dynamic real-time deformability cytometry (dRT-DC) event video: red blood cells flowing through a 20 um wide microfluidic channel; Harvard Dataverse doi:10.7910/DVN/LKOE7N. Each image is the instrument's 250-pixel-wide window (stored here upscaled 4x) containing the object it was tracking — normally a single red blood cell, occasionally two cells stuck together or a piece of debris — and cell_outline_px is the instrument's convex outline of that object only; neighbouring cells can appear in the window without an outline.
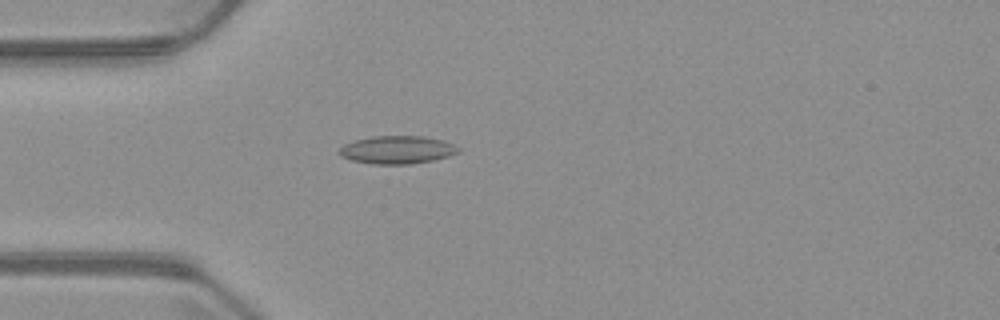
{"species": "common noctule bat (a hibernating species)", "species_latin": "Nyctalus noctula", "temperature_condition": "warm", "stored_images_in_passage": 3, "camera_frame_rate_fps": 3000, "um_per_image_px": 0.085, "animal": {"sex": "male", "body_mass_g": 23.1, "forearm_length_mm": 52.7}, "frame": {"image": 1, "passage_image": 3, "time_ms": 3.333, "image_size_px": [1000, 320], "cell_outline_px": [[460, 152], [448, 156], [432, 160], [408, 164], [372, 164], [352, 160], [340, 156], [336, 152], [344, 144], [356, 140], [372, 136], [424, 136], [440, 140], [452, 144], [460, 148]], "centroid_in_image_um": [33.72, 12.73], "position_along_channel_um": 51.3, "area_um2": 19.31}}